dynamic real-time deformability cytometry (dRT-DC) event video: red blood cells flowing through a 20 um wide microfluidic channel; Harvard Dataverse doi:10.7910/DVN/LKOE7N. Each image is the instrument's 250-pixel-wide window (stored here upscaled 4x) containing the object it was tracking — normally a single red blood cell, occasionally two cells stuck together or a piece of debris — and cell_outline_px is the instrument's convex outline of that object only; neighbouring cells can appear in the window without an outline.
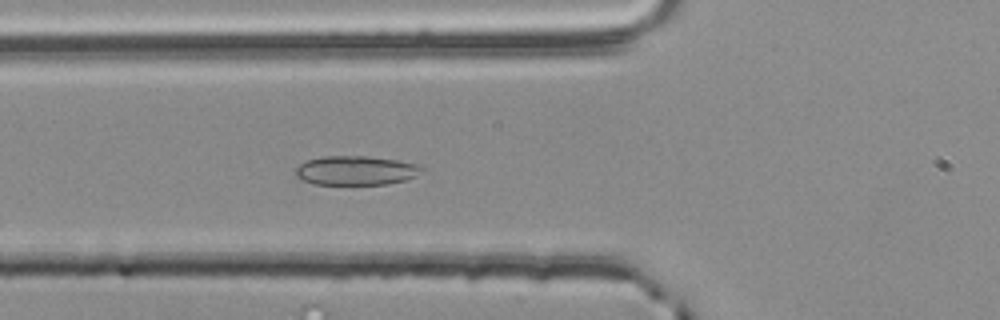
{"species": "common noctule bat (a hibernating species)", "species_latin": "Nyctalus noctula", "temperature_condition": "room temperature", "stored_images_in_passage": 52, "camera_frame_rate_fps": 3000, "um_per_image_px": 0.085, "animal": {"sex": "male", "body_mass_g": 20.4}, "frame": {"image": 1, "passage_image": 20, "time_ms": 6.333, "image_size_px": [1000, 320], "cell_outline_px": [[424, 168], [416, 176], [404, 180], [384, 184], [312, 184], [300, 180], [296, 176], [296, 168], [300, 164], [308, 160], [324, 156], [364, 156], [396, 160], [416, 164]], "centroid_in_image_um": [30.21, 14.49], "position_along_channel_um": 95.6, "area_um2": 21.27}}
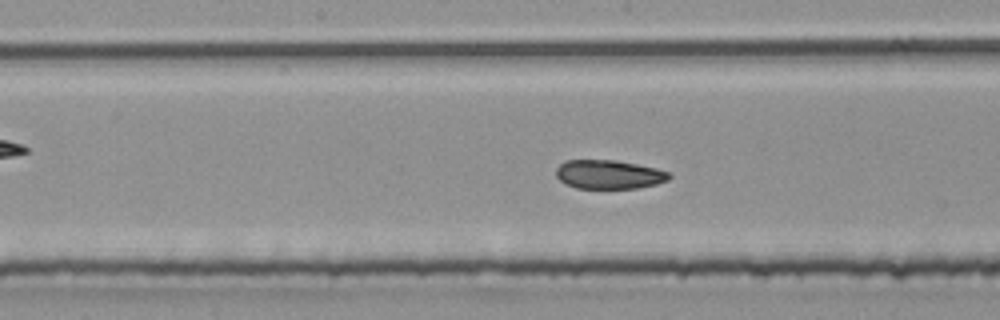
{"frame": {"image": 2, "passage_image": 28, "time_ms": 9.0, "image_size_px": [1000, 320], "cell_outline_px": [[672, 176], [668, 180], [656, 184], [636, 188], [576, 188], [564, 184], [556, 176], [556, 168], [564, 160], [612, 160], [636, 164], [656, 168], [672, 172]], "centroid_in_image_um": [51.76, 14.83], "position_along_channel_um": 196.4, "area_um2": 19.13}}
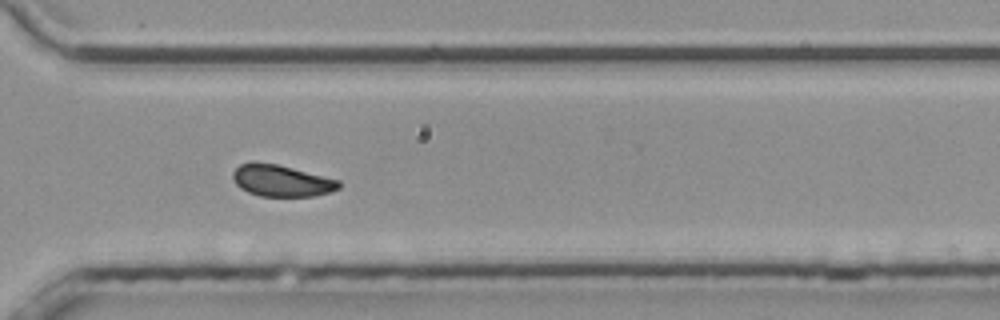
{"frame": {"image": 3, "passage_image": 40, "time_ms": 13.0, "image_size_px": [1000, 320], "cell_outline_px": [[340, 188], [332, 192], [316, 196], [260, 196], [248, 192], [240, 188], [236, 184], [232, 176], [232, 172], [240, 164], [252, 160], [256, 160], [276, 164], [340, 180]], "centroid_in_image_um": [23.9, 15.35], "position_along_channel_um": 346.7, "area_um2": 19.77}, "authors_computed_cell_mechanics": {"area_um2": 20.1722, "velocity_mm_per_s": 3.7653, "shape_relaxation_time_tau1_ms": null, "shape_relaxation_time_tau2_ms": 2.3268, "deformation_change_tau1": null, "deformation_change_tau2": 0.0604}}